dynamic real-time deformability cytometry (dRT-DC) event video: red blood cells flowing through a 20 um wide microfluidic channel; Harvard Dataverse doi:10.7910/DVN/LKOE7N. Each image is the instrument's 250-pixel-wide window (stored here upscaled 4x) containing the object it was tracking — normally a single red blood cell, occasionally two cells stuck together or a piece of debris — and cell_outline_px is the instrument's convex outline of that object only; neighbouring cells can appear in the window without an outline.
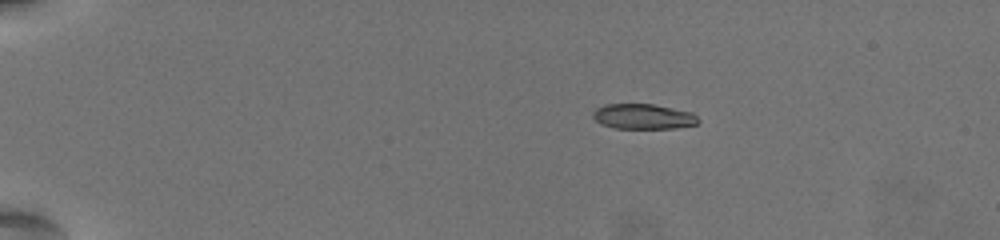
{"species": "common noctule bat (a hibernating species)", "species_latin": "Nyctalus noctula", "temperature_condition": "warm", "stored_images_in_passage": 50, "camera_frame_rate_fps": 3000, "um_per_image_px": 0.085, "animal": {"sex": "female", "body_mass_g": 19.5, "forearm_length_mm": 54.1}, "frame": {"image": 1, "passage_image": 1, "time_ms": 0.0, "image_size_px": [1000, 240], "cell_outline_px": [[700, 120], [696, 124], [676, 128], [616, 128], [600, 124], [592, 116], [592, 112], [596, 108], [604, 104], [652, 104], [692, 112]], "centroid_in_image_um": [54.65, 9.9], "position_along_channel_um": 30.3, "area_um2": 15.43}}
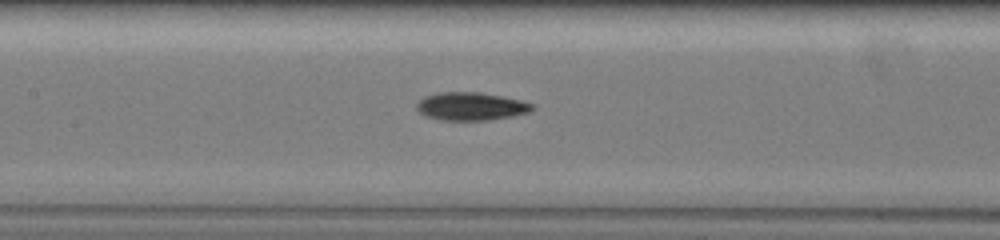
{"frame": {"image": 2, "passage_image": 21, "time_ms": 6.667, "image_size_px": [1000, 240], "cell_outline_px": [[536, 108], [528, 112], [512, 116], [488, 120], [440, 120], [424, 116], [416, 108], [416, 104], [424, 96], [436, 92], [480, 92], [504, 96], [536, 104]], "centroid_in_image_um": [40.04, 9.03], "position_along_channel_um": 167.4, "area_um2": 19.13}}
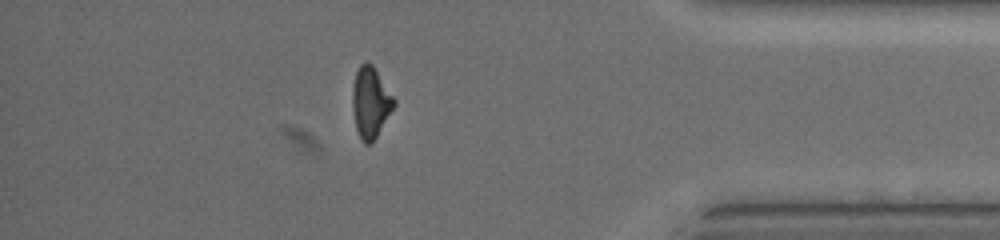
{"frame": {"image": 3, "passage_image": 43, "time_ms": 14.0, "image_size_px": [1000, 240], "cell_outline_px": [[396, 104], [372, 144], [364, 144], [360, 140], [356, 128], [352, 108], [352, 88], [356, 72], [360, 64], [364, 60], [368, 60], [372, 64], [396, 100]], "centroid_in_image_um": [31.49, 8.7], "position_along_channel_um": 403.7, "area_um2": 17.4}, "authors_computed_cell_mechanics": {"area_um2": 17.8891, "velocity_mm_per_s": 3.568, "shape_relaxation_time_tau1_ms": 4.8832, "shape_relaxation_time_tau2_ms": 2.3214, "deformation_change_tau1": 0.1804, "deformation_change_tau2": 0.0836}}